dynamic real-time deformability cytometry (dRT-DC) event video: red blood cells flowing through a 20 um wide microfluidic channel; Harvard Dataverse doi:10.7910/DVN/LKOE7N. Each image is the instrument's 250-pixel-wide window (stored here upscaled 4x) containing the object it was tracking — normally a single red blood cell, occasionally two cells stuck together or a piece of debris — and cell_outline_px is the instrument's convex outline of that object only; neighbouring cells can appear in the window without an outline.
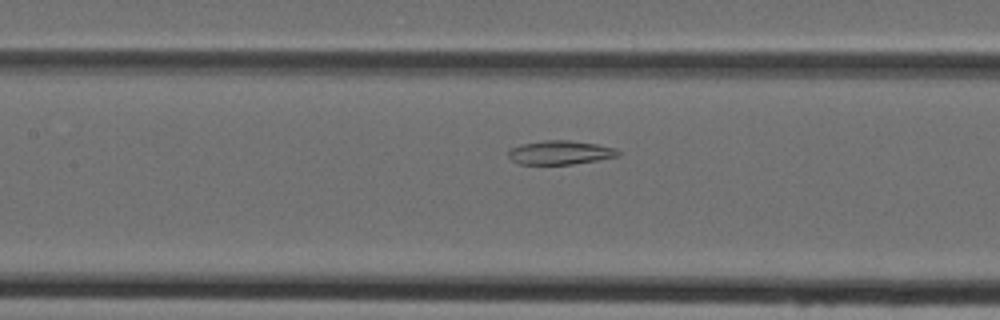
{"species": "Egyptian fruit bat (a non-hibernating species)", "species_latin": "Rousettus aegyptiacus", "temperature_condition": "cold", "stored_images_in_passage": 45, "camera_frame_rate_fps": 3000, "um_per_image_px": 0.085, "animal": {"sex": "female"}, "frame": {"image": 1, "passage_image": 19, "time_ms": 6.0, "image_size_px": [1000, 320], "cell_outline_px": [[620, 156], [572, 164], [520, 164], [512, 160], [508, 156], [508, 152], [512, 148], [520, 144], [544, 140], [568, 140], [596, 144], [616, 148], [620, 152]], "centroid_in_image_um": [47.62, 12.96], "position_along_channel_um": 159.8, "area_um2": 15.2}}
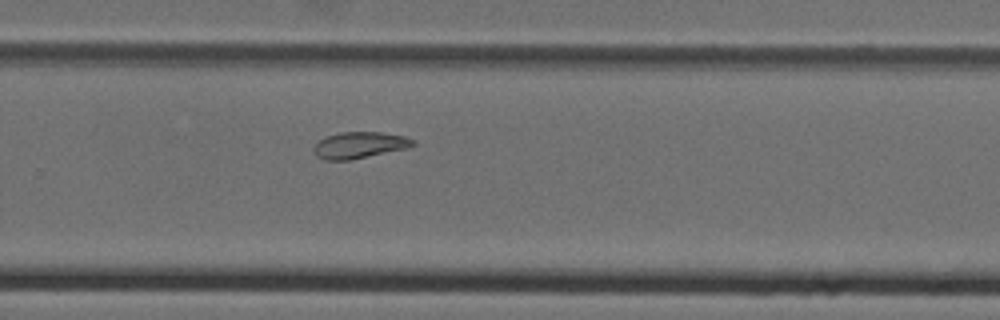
{"frame": {"image": 2, "passage_image": 29, "time_ms": 9.333, "image_size_px": [1000, 320], "cell_outline_px": [[416, 144], [408, 148], [348, 160], [324, 160], [316, 156], [312, 148], [320, 140], [328, 136], [340, 132], [384, 132], [404, 136], [416, 140]], "centroid_in_image_um": [30.58, 12.33], "position_along_channel_um": 299.2, "area_um2": 15.26}}
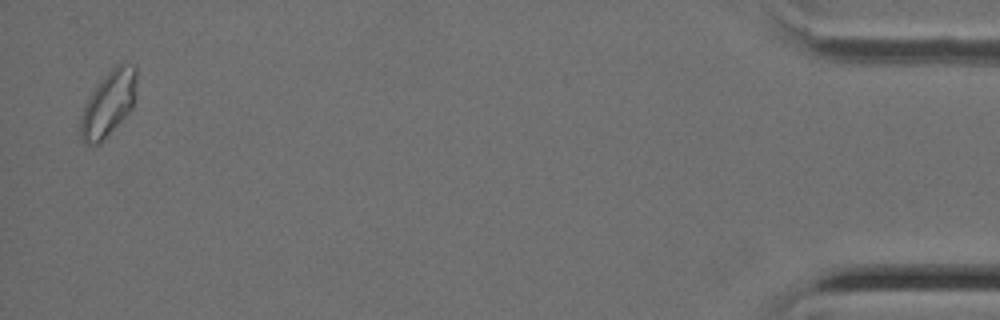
{"frame": {"image": 3, "passage_image": 44, "time_ms": 14.333, "image_size_px": [1000, 320], "cell_outline_px": [[136, 76], [132, 108], [100, 144], [84, 144], [80, 140], [80, 120], [84, 108], [92, 92], [104, 76], [116, 64], [136, 64]], "centroid_in_image_um": [9.2, 8.83], "position_along_channel_um": 426.0, "area_um2": 20.87}}